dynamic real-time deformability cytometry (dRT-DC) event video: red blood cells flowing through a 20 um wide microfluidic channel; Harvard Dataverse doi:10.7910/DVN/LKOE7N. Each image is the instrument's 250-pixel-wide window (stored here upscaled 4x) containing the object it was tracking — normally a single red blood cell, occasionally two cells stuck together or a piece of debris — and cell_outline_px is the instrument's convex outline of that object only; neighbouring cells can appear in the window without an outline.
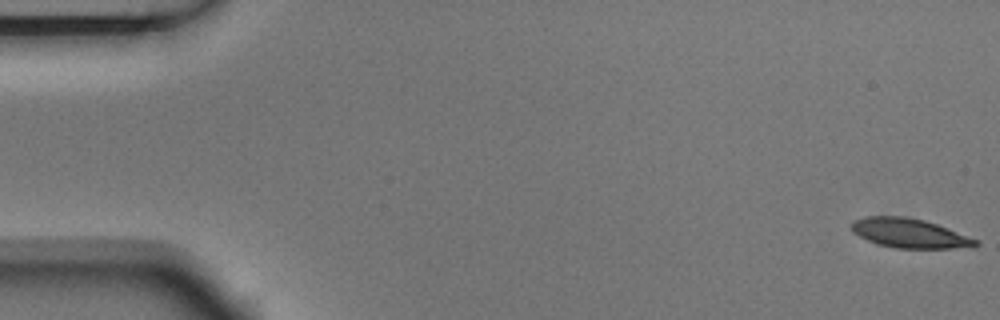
{"species": "Egyptian fruit bat (a non-hibernating species)", "species_latin": "Rousettus aegyptiacus", "temperature_condition": "room temperature", "stored_images_in_passage": 6, "camera_frame_rate_fps": 3000, "um_per_image_px": 0.085, "animal": {"sex": "male"}, "frame": {"image": 1, "passage_image": 1, "time_ms": 0.0, "image_size_px": [1000, 320], "cell_outline_px": [[980, 244], [976, 248], [896, 248], [876, 244], [852, 232], [852, 220], [864, 216], [904, 216], [924, 220], [936, 224], [980, 240]], "centroid_in_image_um": [77.35, 19.83], "position_along_channel_um": 7.7, "area_um2": 21.44}}
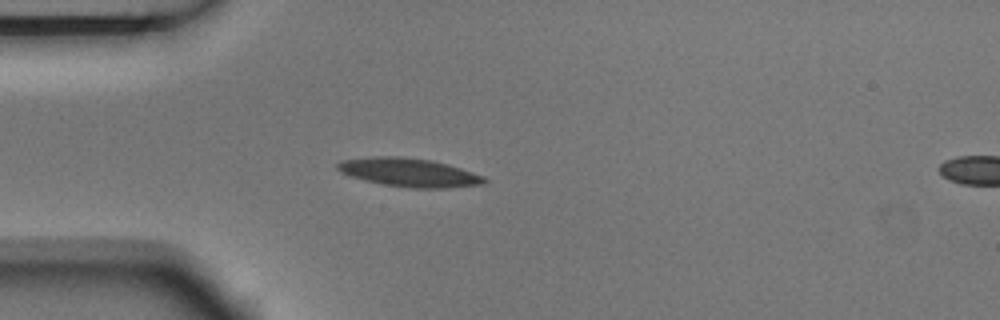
{"frame": {"image": 2, "passage_image": 5, "time_ms": 1.333, "image_size_px": [1000, 320], "cell_outline_px": [[488, 180], [480, 184], [448, 188], [412, 188], [380, 184], [348, 176], [340, 172], [336, 168], [336, 164], [340, 160], [372, 156], [404, 156], [432, 160], [448, 164], [484, 176]], "centroid_in_image_um": [34.71, 14.65], "position_along_channel_um": 50.3, "area_um2": 24.68}}